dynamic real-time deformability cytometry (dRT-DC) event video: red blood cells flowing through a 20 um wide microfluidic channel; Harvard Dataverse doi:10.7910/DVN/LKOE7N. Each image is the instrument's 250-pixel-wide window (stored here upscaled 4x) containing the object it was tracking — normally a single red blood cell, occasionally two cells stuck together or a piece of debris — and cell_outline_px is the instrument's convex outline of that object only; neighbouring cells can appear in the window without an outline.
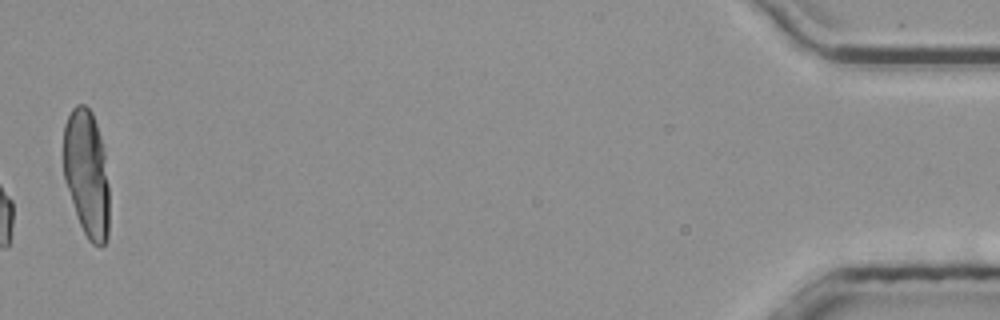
{"species": "common noctule bat (a hibernating species)", "species_latin": "Nyctalus noctula", "temperature_condition": "room temperature", "stored_images_in_passage": 48, "camera_frame_rate_fps": 3000, "um_per_image_px": 0.085, "animal": {"sex": "male", "body_mass_g": 20.4}, "frame": {"image": 1, "passage_image": 48, "time_ms": 15.667, "image_size_px": [1000, 320], "cell_outline_px": [[108, 236], [104, 244], [100, 248], [92, 244], [88, 240], [80, 224], [64, 180], [64, 124], [72, 108], [76, 104], [84, 104], [92, 112], [100, 136], [104, 152], [108, 184]], "centroid_in_image_um": [7.36, 14.76], "position_along_channel_um": 427.8, "area_um2": 33.81}, "authors_computed_cell_mechanics": {"area_um2": 17.4267, "velocity_mm_per_s": 3.8586, "shape_relaxation_time_tau1_ms": null, "shape_relaxation_time_tau2_ms": 1.7461, "deformation_change_tau1": null, "deformation_change_tau2": 0.0796}}